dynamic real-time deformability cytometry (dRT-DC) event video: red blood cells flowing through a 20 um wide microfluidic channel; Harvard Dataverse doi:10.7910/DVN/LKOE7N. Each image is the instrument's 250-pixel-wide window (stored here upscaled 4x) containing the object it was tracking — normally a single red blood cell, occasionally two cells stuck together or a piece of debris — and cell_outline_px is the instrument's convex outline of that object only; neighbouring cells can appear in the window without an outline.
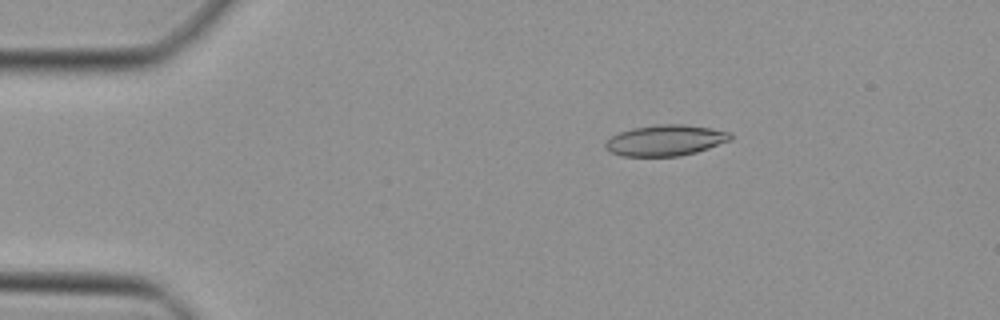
{"species": "Egyptian fruit bat (a non-hibernating species)", "species_latin": "Rousettus aegyptiacus", "temperature_condition": "cold", "stored_images_in_passage": 11, "camera_frame_rate_fps": 3000, "um_per_image_px": 0.085, "animal": {"sex": "female"}, "frame": {"image": 1, "passage_image": 4, "time_ms": 1.0, "image_size_px": [1000, 320], "cell_outline_px": [[732, 140], [696, 152], [680, 156], [620, 156], [608, 152], [604, 148], [604, 144], [612, 136], [620, 132], [636, 128], [656, 124], [684, 124], [732, 132]], "centroid_in_image_um": [56.56, 11.94], "position_along_channel_um": 28.4, "area_um2": 22.54}}
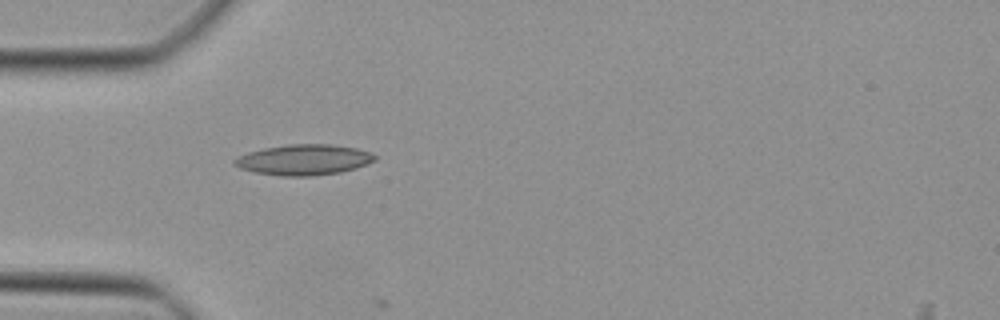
{"frame": {"image": 2, "passage_image": 10, "time_ms": 3.0, "image_size_px": [1000, 320], "cell_outline_px": [[376, 160], [368, 164], [356, 168], [340, 172], [312, 176], [280, 176], [256, 172], [240, 168], [232, 164], [232, 160], [248, 152], [264, 148], [288, 144], [332, 144], [356, 148], [368, 152], [376, 156]], "centroid_in_image_um": [25.82, 13.58], "position_along_channel_um": 59.2, "area_um2": 25.03}}